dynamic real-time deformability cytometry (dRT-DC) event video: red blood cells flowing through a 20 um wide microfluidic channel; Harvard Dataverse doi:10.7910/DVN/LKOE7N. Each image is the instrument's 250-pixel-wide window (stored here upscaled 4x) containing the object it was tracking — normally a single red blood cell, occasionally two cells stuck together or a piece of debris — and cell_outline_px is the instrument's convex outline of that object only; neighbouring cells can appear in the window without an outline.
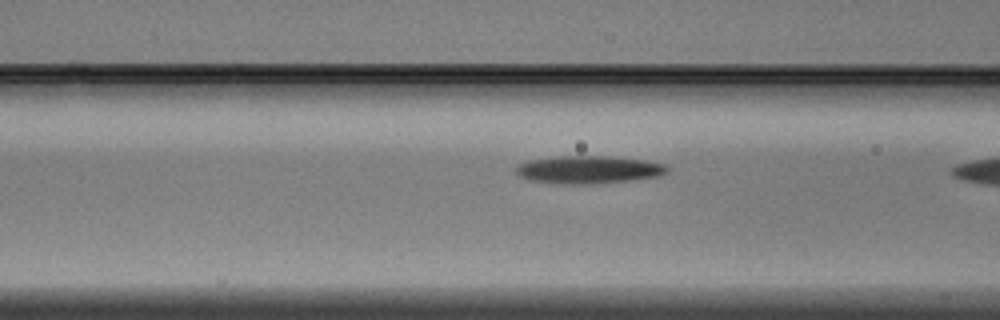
{"species": "Egyptian fruit bat (a non-hibernating species)", "species_latin": "Rousettus aegyptiacus", "temperature_condition": "warm", "stored_images_in_passage": 17, "camera_frame_rate_fps": 3000, "um_per_image_px": 0.085, "animal": {"sex": "male"}, "frame": {"image": 1, "passage_image": 16, "time_ms": 5.0, "image_size_px": [1000, 320], "cell_outline_px": [[668, 172], [660, 176], [632, 180], [592, 184], [556, 184], [528, 180], [520, 176], [516, 172], [516, 168], [520, 164], [532, 160], [556, 156], [608, 156], [644, 160], [664, 164], [668, 168]], "centroid_in_image_um": [50.04, 14.43], "position_along_channel_um": 116.6, "area_um2": 24.51}}